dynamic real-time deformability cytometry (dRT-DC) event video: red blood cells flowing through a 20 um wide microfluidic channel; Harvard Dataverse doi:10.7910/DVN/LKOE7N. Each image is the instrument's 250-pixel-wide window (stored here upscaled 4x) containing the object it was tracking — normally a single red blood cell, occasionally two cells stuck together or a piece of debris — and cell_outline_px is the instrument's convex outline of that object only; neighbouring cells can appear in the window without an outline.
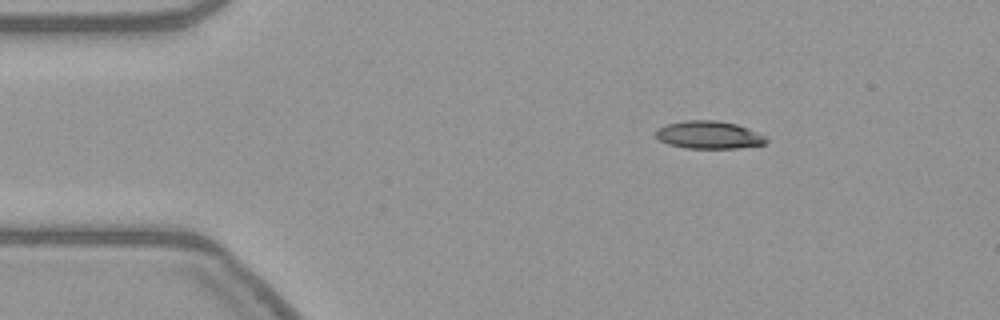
{"species": "common noctule bat (a hibernating species)", "species_latin": "Nyctalus noctula", "temperature_condition": "warm", "stored_images_in_passage": 5, "camera_frame_rate_fps": 3000, "um_per_image_px": 0.085, "animal": {"sex": "female", "body_mass_g": 21.9}, "frame": {"image": 1, "passage_image": 1, "time_ms": 0.0, "image_size_px": [1000, 320], "cell_outline_px": [[768, 140], [764, 144], [736, 148], [684, 148], [668, 144], [660, 140], [656, 136], [656, 132], [660, 128], [668, 124], [684, 120], [716, 120], [736, 124], [748, 128], [764, 136]], "centroid_in_image_um": [60.25, 11.47], "position_along_channel_um": 24.7, "area_um2": 17.63}}